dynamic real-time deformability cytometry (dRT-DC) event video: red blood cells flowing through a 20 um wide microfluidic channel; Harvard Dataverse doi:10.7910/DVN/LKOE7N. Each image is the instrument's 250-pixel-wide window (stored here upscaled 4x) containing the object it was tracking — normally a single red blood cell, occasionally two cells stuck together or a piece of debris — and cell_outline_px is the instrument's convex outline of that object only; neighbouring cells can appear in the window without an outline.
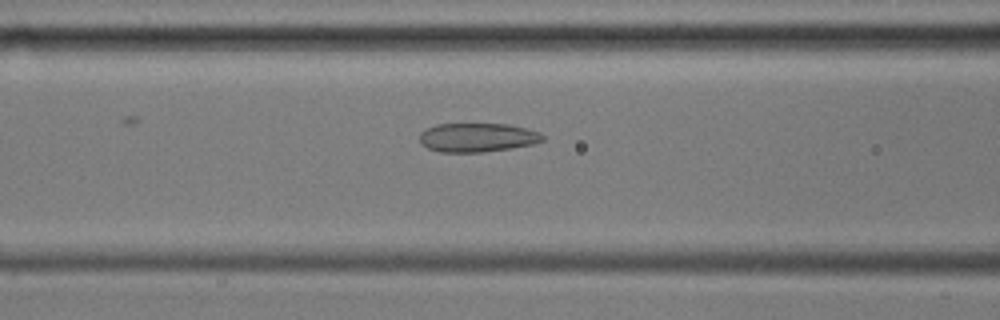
{"species": "common noctule bat (a hibernating species)", "species_latin": "Nyctalus noctula", "temperature_condition": "cold", "stored_images_in_passage": 40, "camera_frame_rate_fps": 3000, "um_per_image_px": 0.085, "animal": {"sex": "male", "body_mass_g": 17.9, "forearm_length_mm": 54.2}, "frame": {"image": 1, "passage_image": 6, "time_ms": 1.667, "image_size_px": [1000, 320], "cell_outline_px": [[544, 140], [532, 144], [512, 148], [484, 152], [440, 152], [428, 148], [420, 144], [420, 132], [436, 124], [508, 124], [540, 132], [544, 136]], "centroid_in_image_um": [40.56, 11.69], "position_along_channel_um": 126.0, "area_um2": 20.75}}
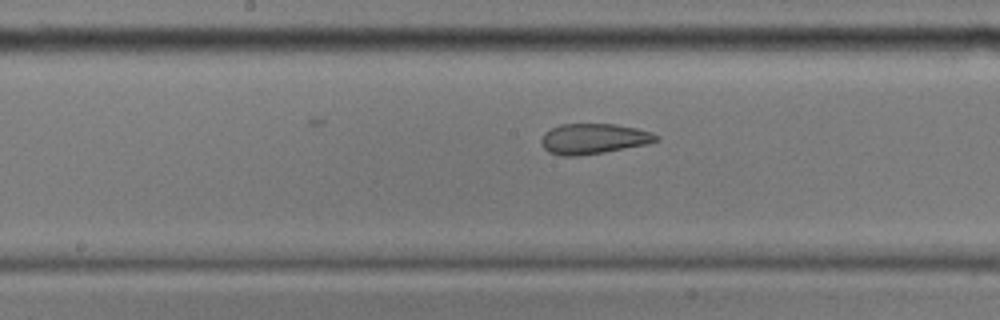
{"frame": {"image": 2, "passage_image": 12, "time_ms": 3.667, "image_size_px": [1000, 320], "cell_outline_px": [[660, 140], [648, 144], [604, 152], [580, 156], [560, 156], [548, 152], [544, 148], [540, 140], [544, 132], [560, 124], [616, 124], [636, 128], [652, 132], [660, 136]], "centroid_in_image_um": [50.46, 11.8], "position_along_channel_um": 197.7, "area_um2": 20.58}}
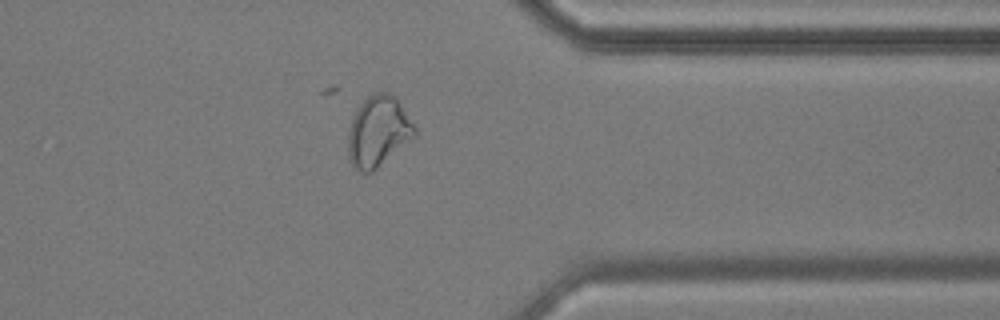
{"frame": {"image": 3, "passage_image": 28, "time_ms": 9.0, "image_size_px": [1000, 320], "cell_outline_px": [[416, 136], [372, 172], [360, 172], [352, 164], [348, 156], [348, 132], [352, 116], [360, 104], [372, 92], [388, 92], [396, 96], [416, 128]], "centroid_in_image_um": [32.15, 11.15], "position_along_channel_um": 379.3, "area_um2": 27.51}}